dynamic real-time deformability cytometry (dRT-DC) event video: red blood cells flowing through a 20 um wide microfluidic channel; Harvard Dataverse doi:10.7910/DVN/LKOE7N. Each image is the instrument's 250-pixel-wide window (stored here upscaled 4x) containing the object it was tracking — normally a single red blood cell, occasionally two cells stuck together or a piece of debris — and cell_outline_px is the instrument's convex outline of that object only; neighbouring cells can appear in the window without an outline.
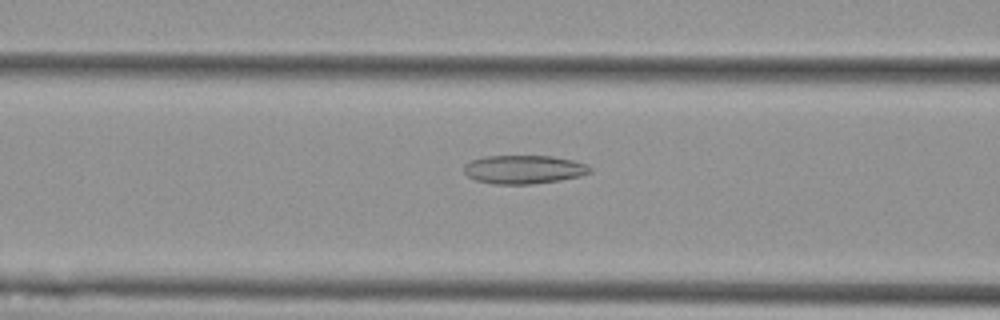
{"species": "Egyptian fruit bat (a non-hibernating species)", "species_latin": "Rousettus aegyptiacus", "temperature_condition": "cold", "stored_images_in_passage": 28, "camera_frame_rate_fps": 3000, "um_per_image_px": 0.085, "animal": {"sex": "female"}, "frame": {"image": 1, "passage_image": 9, "time_ms": 2.667, "image_size_px": [1000, 320], "cell_outline_px": [[592, 172], [580, 176], [560, 180], [532, 184], [496, 184], [476, 180], [468, 176], [464, 172], [464, 164], [472, 160], [484, 156], [552, 156], [572, 160], [588, 164], [592, 168]], "centroid_in_image_um": [44.55, 14.4], "position_along_channel_um": 122.1, "area_um2": 21.04}}
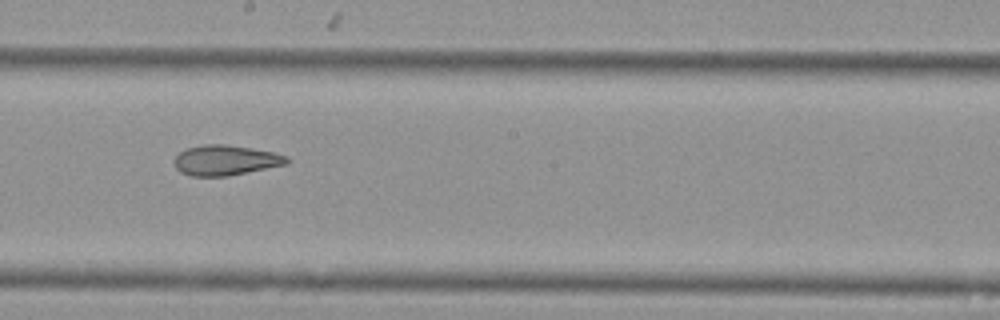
{"frame": {"image": 2, "passage_image": 18, "time_ms": 5.667, "image_size_px": [1000, 320], "cell_outline_px": [[288, 164], [228, 176], [192, 176], [180, 172], [176, 168], [172, 160], [180, 152], [188, 148], [204, 144], [228, 144], [252, 148], [272, 152], [288, 156]], "centroid_in_image_um": [19.16, 13.62], "position_along_channel_um": 229.0, "area_um2": 19.88}}
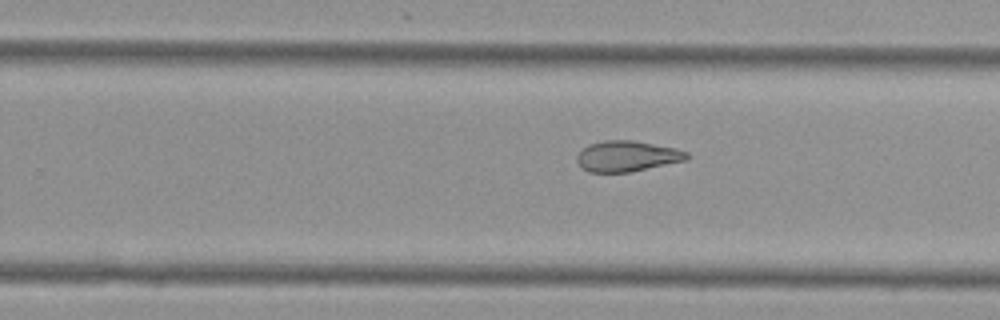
{"frame": {"image": 3, "passage_image": 22, "time_ms": 7.0, "image_size_px": [1000, 320], "cell_outline_px": [[692, 156], [688, 160], [628, 172], [588, 172], [576, 160], [576, 156], [588, 144], [604, 140], [632, 140], [676, 148], [688, 152]], "centroid_in_image_um": [53.34, 13.27], "position_along_channel_um": 276.5, "area_um2": 19.65}}